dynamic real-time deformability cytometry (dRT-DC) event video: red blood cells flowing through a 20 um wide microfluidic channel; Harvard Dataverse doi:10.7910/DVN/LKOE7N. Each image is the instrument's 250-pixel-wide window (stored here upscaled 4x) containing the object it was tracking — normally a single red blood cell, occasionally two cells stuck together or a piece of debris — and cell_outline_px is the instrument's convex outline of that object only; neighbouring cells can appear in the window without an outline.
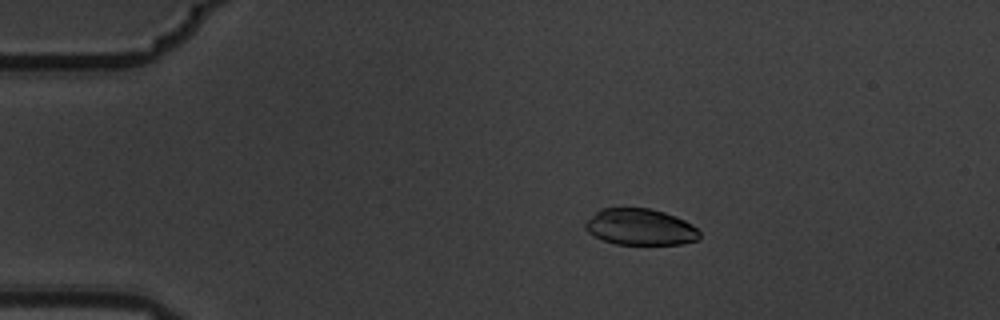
{"species": "common noctule bat (a hibernating species)", "species_latin": "Nyctalus noctula", "temperature_condition": "warm", "stored_images_in_passage": 9, "camera_frame_rate_fps": 3000, "um_per_image_px": 0.085, "animal": {"sex": "male", "body_mass_g": 19.5, "forearm_length_mm": 54.6}, "frame": {"image": 1, "passage_image": 3, "time_ms": 0.667, "image_size_px": [1000, 320], "cell_outline_px": [[700, 240], [684, 244], [616, 244], [604, 240], [588, 232], [584, 228], [584, 224], [600, 208], [652, 208], [676, 216], [692, 224], [700, 232]], "centroid_in_image_um": [54.46, 19.29], "position_along_channel_um": 30.5, "area_um2": 24.28}}
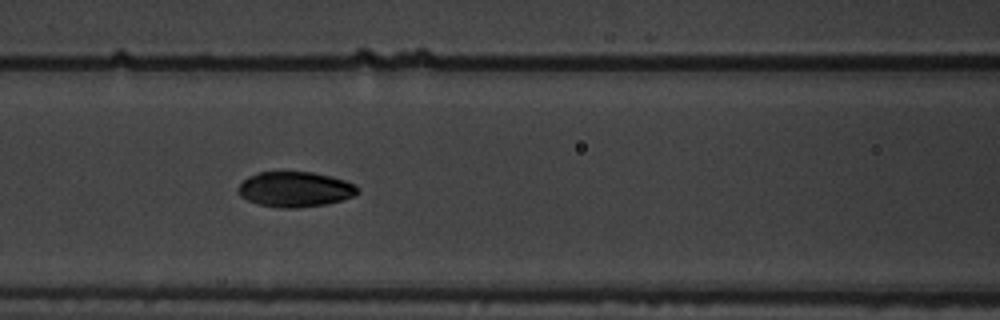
{"frame": {"image": 2, "passage_image": 7, "time_ms": 2.0, "image_size_px": [1000, 320], "cell_outline_px": [[360, 192], [344, 200], [324, 204], [296, 208], [280, 208], [256, 204], [240, 196], [236, 188], [248, 176], [256, 172], [312, 172], [332, 176], [356, 184], [360, 188]], "centroid_in_image_um": [25.08, 16.09], "position_along_channel_um": 141.5, "area_um2": 24.8}}
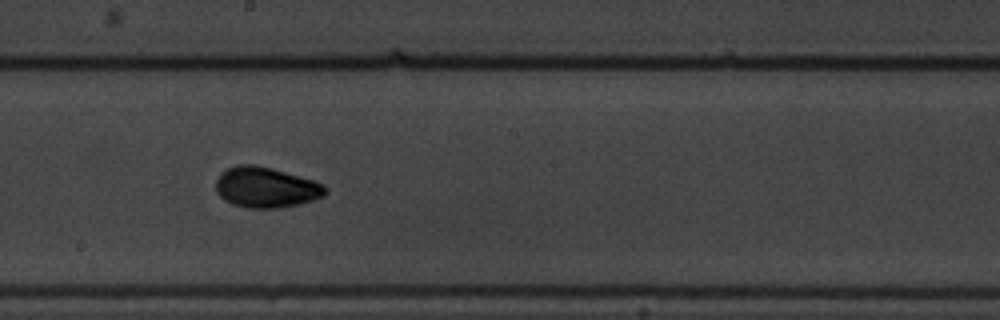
{"frame": {"image": 3, "passage_image": 9, "time_ms": 2.667, "image_size_px": [1000, 320], "cell_outline_px": [[328, 192], [324, 196], [300, 204], [280, 208], [248, 208], [232, 204], [224, 200], [216, 192], [216, 180], [220, 172], [236, 164], [256, 164], [272, 168], [316, 180], [324, 184], [328, 188]], "centroid_in_image_um": [22.63, 15.92], "position_along_channel_um": 225.6, "area_um2": 26.36}}